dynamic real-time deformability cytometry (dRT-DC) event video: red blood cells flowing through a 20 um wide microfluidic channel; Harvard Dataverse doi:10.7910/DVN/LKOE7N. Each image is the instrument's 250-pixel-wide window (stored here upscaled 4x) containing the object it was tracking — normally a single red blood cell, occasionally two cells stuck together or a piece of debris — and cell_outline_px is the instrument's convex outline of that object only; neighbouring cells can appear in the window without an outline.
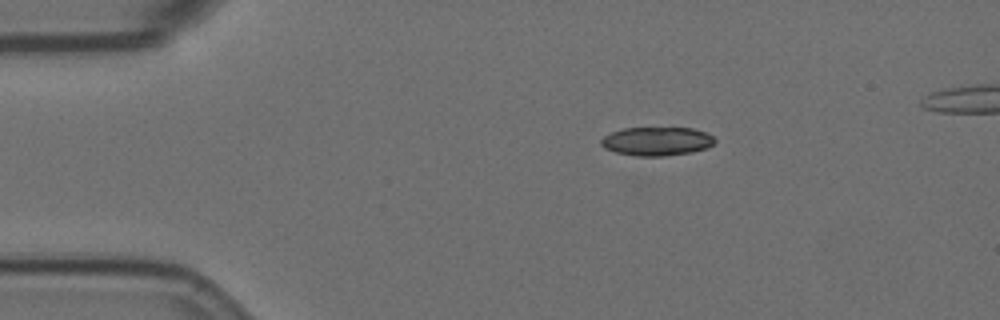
{"species": "Egyptian fruit bat (a non-hibernating species)", "species_latin": "Rousettus aegyptiacus", "temperature_condition": "room temperature", "stored_images_in_passage": 42, "camera_frame_rate_fps": 3000, "um_per_image_px": 0.085, "animal": {"sex": "female"}, "frame": {"image": 1, "passage_image": 1, "time_ms": 0.0, "image_size_px": [1000, 320], "cell_outline_px": [[716, 140], [712, 144], [704, 148], [692, 152], [664, 156], [636, 156], [616, 152], [604, 148], [600, 144], [600, 140], [604, 136], [612, 132], [624, 128], [692, 128], [708, 132]], "centroid_in_image_um": [55.81, 12.0], "position_along_channel_um": 29.2, "area_um2": 18.96}}
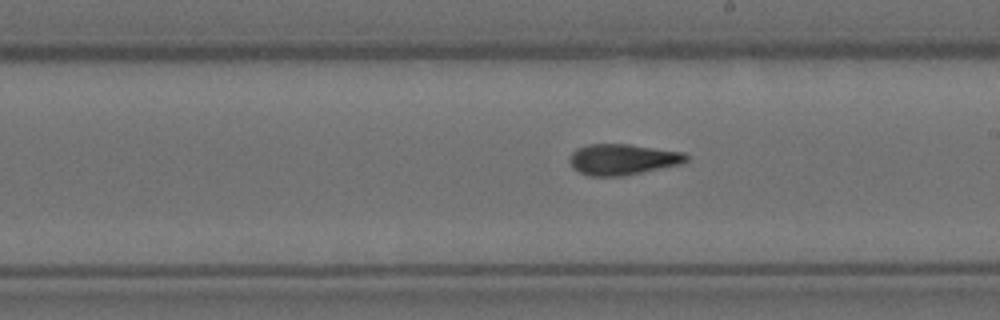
{"frame": {"image": 2, "passage_image": 23, "time_ms": 7.333, "image_size_px": [1000, 320], "cell_outline_px": [[688, 160], [680, 164], [624, 176], [588, 176], [572, 168], [568, 160], [572, 152], [576, 148], [588, 144], [628, 144], [684, 152], [688, 156]], "centroid_in_image_um": [52.89, 13.55], "position_along_channel_um": 236.1, "area_um2": 21.1}}
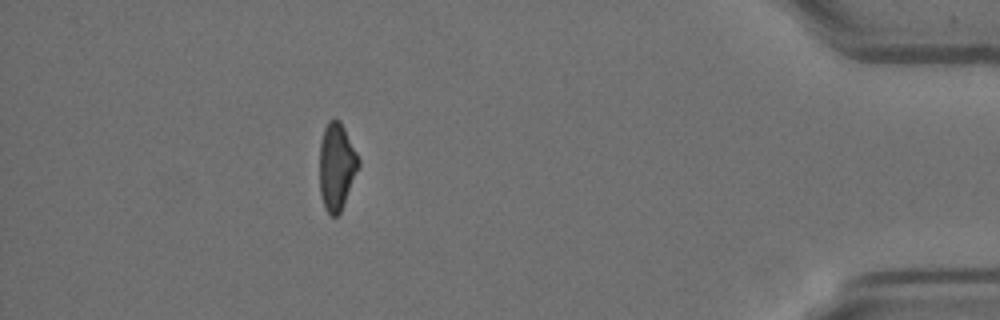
{"frame": {"image": 3, "passage_image": 42, "time_ms": 13.667, "image_size_px": [1000, 320], "cell_outline_px": [[360, 164], [340, 212], [336, 216], [332, 216], [324, 208], [320, 196], [320, 140], [324, 128], [328, 120], [340, 120], [360, 160]], "centroid_in_image_um": [28.59, 14.14], "position_along_channel_um": 406.6, "area_um2": 19.59}, "authors_computed_cell_mechanics": {"area_um2": 20.5768, "velocity_mm_per_s": 3.5272, "shape_relaxation_time_tau1_ms": null, "shape_relaxation_time_tau2_ms": 3.0797, "deformation_change_tau1": null, "deformation_change_tau2": 0.1165}}